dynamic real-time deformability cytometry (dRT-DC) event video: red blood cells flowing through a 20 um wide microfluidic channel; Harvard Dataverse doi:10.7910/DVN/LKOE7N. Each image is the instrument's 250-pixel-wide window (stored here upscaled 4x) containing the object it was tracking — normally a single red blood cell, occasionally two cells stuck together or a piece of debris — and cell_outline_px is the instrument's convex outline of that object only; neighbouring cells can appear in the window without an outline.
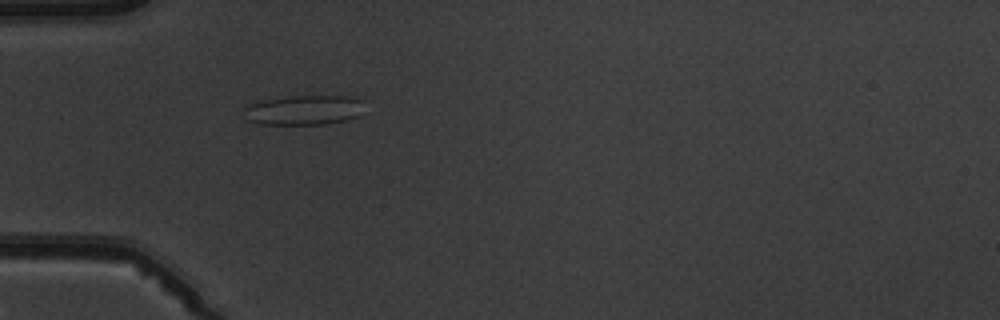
{"species": "common noctule bat (a hibernating species)", "species_latin": "Nyctalus noctula", "temperature_condition": "warm", "stored_images_in_passage": 4, "camera_frame_rate_fps": 3000, "um_per_image_px": 0.085, "animal": {"sex": "male", "body_mass_g": 19.5, "forearm_length_mm": 54.6}, "frame": {"image": 1, "passage_image": 4, "time_ms": 4.333, "image_size_px": [1000, 320], "cell_outline_px": [[368, 112], [360, 116], [348, 120], [324, 124], [260, 124], [248, 120], [244, 108], [244, 104], [264, 100], [292, 96], [348, 96], [364, 100]], "centroid_in_image_um": [25.95, 9.35], "position_along_channel_um": 59.0, "area_um2": 21.39}}